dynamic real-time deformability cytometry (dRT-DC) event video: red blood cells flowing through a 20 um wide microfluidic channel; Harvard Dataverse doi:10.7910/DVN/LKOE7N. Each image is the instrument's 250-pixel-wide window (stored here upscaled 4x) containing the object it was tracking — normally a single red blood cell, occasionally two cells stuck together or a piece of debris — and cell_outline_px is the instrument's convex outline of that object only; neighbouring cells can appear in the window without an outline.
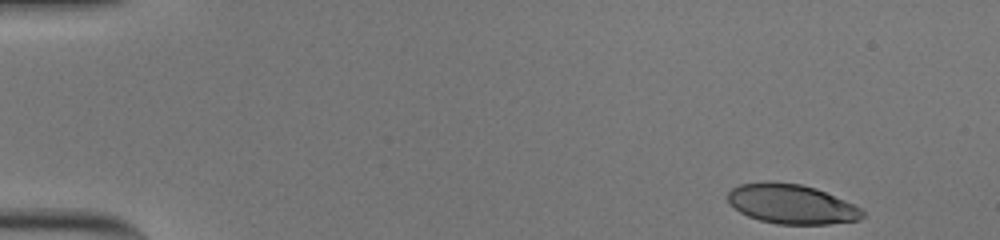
{"species": "human", "species_latin": "Homo sapiens", "temperature_condition": "cold", "stored_images_in_passage": 52, "camera_frame_rate_fps": 3000, "um_per_image_px": 0.085, "donor": {"sex": "male"}, "frame": {"image": 1, "passage_image": 1, "time_ms": 0.0, "image_size_px": [1000, 240], "cell_outline_px": [[864, 216], [860, 220], [828, 224], [776, 224], [760, 220], [748, 216], [740, 212], [728, 200], [728, 192], [732, 188], [740, 184], [772, 180], [800, 184], [816, 188], [844, 200], [860, 208], [864, 212]], "centroid_in_image_um": [67.28, 17.33], "position_along_channel_um": 17.7, "area_um2": 31.04}}
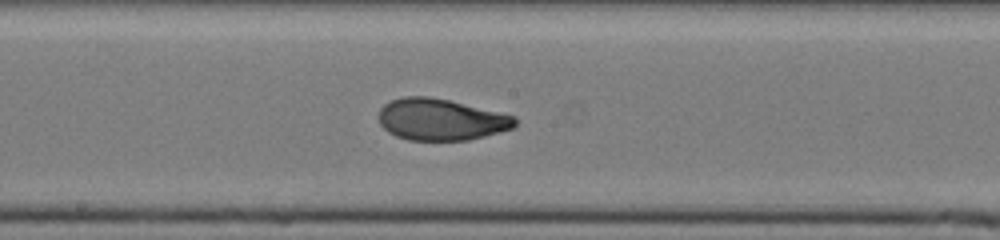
{"frame": {"image": 2, "passage_image": 27, "time_ms": 8.667, "image_size_px": [1000, 240], "cell_outline_px": [[516, 124], [512, 128], [484, 136], [468, 140], [408, 140], [396, 136], [388, 132], [380, 124], [380, 108], [384, 104], [392, 100], [404, 96], [428, 96], [448, 100], [516, 116]], "centroid_in_image_um": [37.46, 10.16], "position_along_channel_um": 210.7, "area_um2": 32.77}}
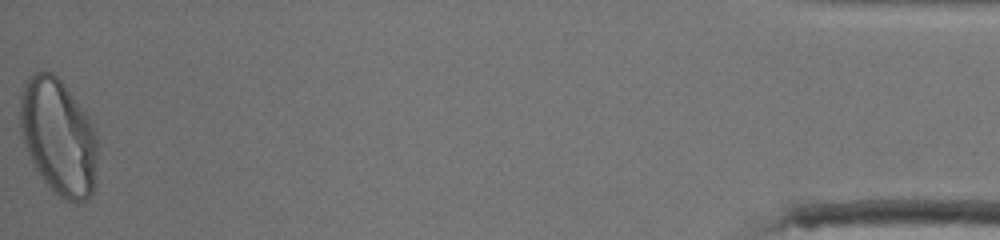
{"frame": {"image": 3, "passage_image": 52, "time_ms": 17.0, "image_size_px": [1000, 240], "cell_outline_px": [[96, 160], [92, 192], [88, 200], [76, 204], [60, 196], [44, 180], [36, 168], [24, 144], [20, 128], [20, 92], [24, 80], [32, 72], [44, 68], [52, 72], [64, 84], [96, 128]], "centroid_in_image_um": [4.94, 11.56], "position_along_channel_um": 430.3, "area_um2": 52.37}, "authors_computed_cell_mechanics": {"area_um2": 33.235, "velocity_mm_per_s": 3.677, "shape_relaxation_time_tau1_ms": 7.6956, "shape_relaxation_time_tau2_ms": 0.8812, "deformation_change_tau1": 0.2537, "deformation_change_tau2": 0.058}}